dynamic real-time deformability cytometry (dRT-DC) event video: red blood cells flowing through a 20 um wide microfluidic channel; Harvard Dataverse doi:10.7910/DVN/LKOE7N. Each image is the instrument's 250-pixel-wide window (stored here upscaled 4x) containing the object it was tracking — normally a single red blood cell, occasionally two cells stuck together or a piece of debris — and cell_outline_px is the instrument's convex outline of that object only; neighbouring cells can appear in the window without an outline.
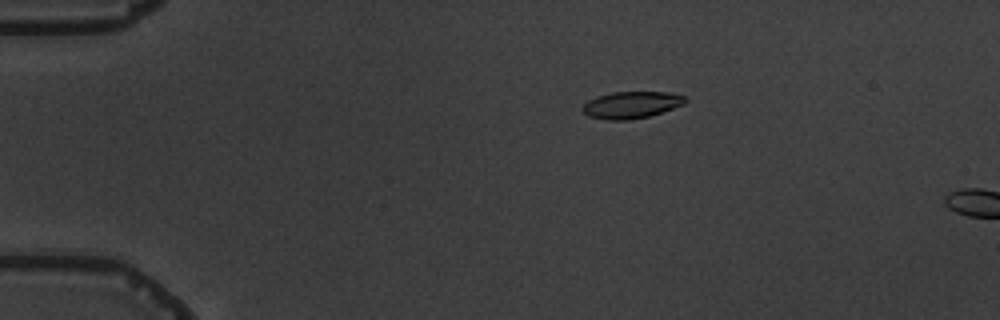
{"species": "common noctule bat (a hibernating species)", "species_latin": "Nyctalus noctula", "temperature_condition": "warm", "stored_images_in_passage": 4, "camera_frame_rate_fps": 3000, "um_per_image_px": 0.085, "animal": {"sex": "male", "body_mass_g": 19.5, "forearm_length_mm": 54.6}, "frame": {"image": 1, "passage_image": 3, "time_ms": 2.333, "image_size_px": [1000, 320], "cell_outline_px": [[688, 100], [684, 104], [648, 116], [628, 120], [604, 120], [588, 116], [580, 108], [588, 100], [596, 96], [612, 92], [668, 92], [688, 96]], "centroid_in_image_um": [53.65, 8.91], "position_along_channel_um": 31.3, "area_um2": 16.18}}